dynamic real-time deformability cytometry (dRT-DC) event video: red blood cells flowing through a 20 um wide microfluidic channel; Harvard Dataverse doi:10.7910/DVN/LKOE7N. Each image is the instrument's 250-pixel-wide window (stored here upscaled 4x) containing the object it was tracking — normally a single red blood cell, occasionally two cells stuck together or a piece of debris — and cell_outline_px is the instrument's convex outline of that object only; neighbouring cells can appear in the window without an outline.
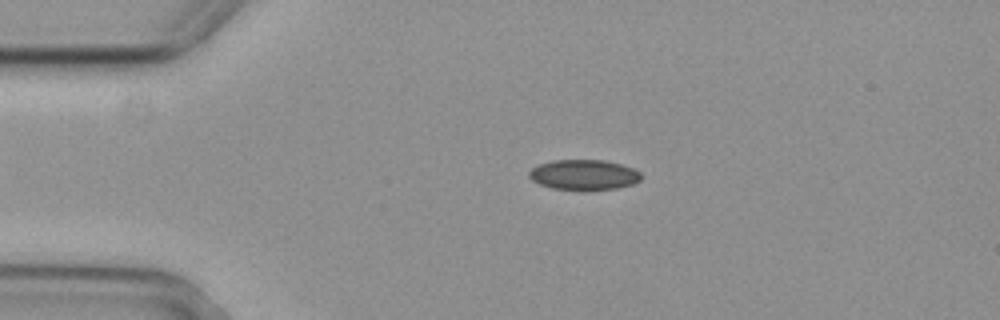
{"species": "common noctule bat (a hibernating species)", "species_latin": "Nyctalus noctula", "temperature_condition": "cold", "stored_images_in_passage": 5, "camera_frame_rate_fps": 3000, "um_per_image_px": 0.085, "animal": {"sex": "female", "body_mass_g": 29.2, "forearm_length_mm": 56.3}, "frame": {"image": 1, "passage_image": 4, "time_ms": 1.0, "image_size_px": [1000, 320], "cell_outline_px": [[644, 176], [640, 180], [632, 184], [616, 188], [588, 192], [584, 192], [552, 188], [540, 184], [532, 180], [528, 176], [528, 172], [532, 168], [540, 164], [556, 160], [604, 160], [620, 164], [632, 168], [640, 172]], "centroid_in_image_um": [49.64, 14.89], "position_along_channel_um": 35.4, "area_um2": 20.17}}